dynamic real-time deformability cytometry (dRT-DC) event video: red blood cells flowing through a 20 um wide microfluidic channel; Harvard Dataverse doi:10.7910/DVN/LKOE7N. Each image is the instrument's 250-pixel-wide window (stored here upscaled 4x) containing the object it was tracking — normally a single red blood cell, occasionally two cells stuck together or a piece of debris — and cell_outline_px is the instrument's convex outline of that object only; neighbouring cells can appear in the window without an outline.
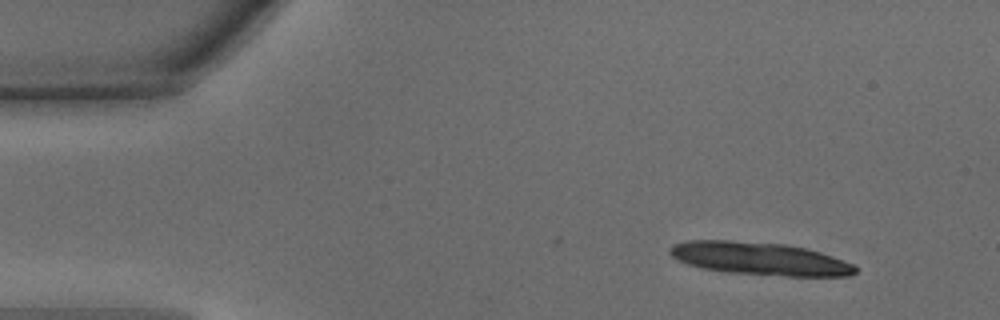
{"species": "common noctule bat (a hibernating species)", "species_latin": "Nyctalus noctula", "temperature_condition": "warm", "stored_images_in_passage": 13, "camera_frame_rate_fps": 3000, "um_per_image_px": 0.085, "animal": {"sex": "male", "body_mass_g": 15.6}, "frame": {"image": 1, "passage_image": 1, "time_ms": 0.0, "image_size_px": [1000, 320], "cell_outline_px": [[856, 272], [852, 276], [788, 276], [728, 272], [704, 268], [688, 264], [672, 256], [668, 252], [668, 248], [672, 244], [684, 240], [728, 240], [788, 244], [808, 248], [832, 256], [852, 264], [856, 268]], "centroid_in_image_um": [64.56, 21.97], "position_along_channel_um": 20.4, "area_um2": 35.49}}
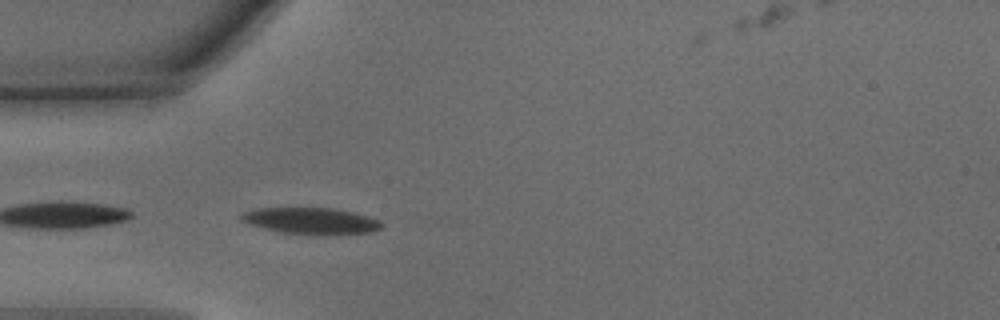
{"frame": {"image": 2, "passage_image": 10, "time_ms": 3.0, "image_size_px": [1000, 320], "cell_outline_px": [[384, 224], [380, 228], [372, 232], [340, 236], [316, 236], [280, 232], [248, 224], [240, 220], [240, 216], [244, 212], [256, 208], [332, 208], [352, 212], [368, 216], [380, 220]], "centroid_in_image_um": [26.49, 18.81], "position_along_channel_um": 58.5, "area_um2": 22.25}}